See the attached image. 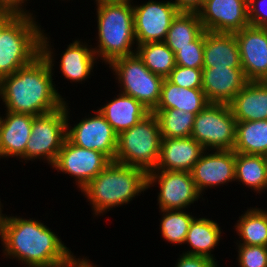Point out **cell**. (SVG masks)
I'll list each match as a JSON object with an SVG mask.
<instances>
[{
	"label": "cell",
	"instance_id": "obj_1",
	"mask_svg": "<svg viewBox=\"0 0 267 267\" xmlns=\"http://www.w3.org/2000/svg\"><path fill=\"white\" fill-rule=\"evenodd\" d=\"M44 32L43 29L41 54L30 64L0 78V100L5 111L38 116L55 111L66 102L53 81L56 55Z\"/></svg>",
	"mask_w": 267,
	"mask_h": 267
},
{
	"label": "cell",
	"instance_id": "obj_2",
	"mask_svg": "<svg viewBox=\"0 0 267 267\" xmlns=\"http://www.w3.org/2000/svg\"><path fill=\"white\" fill-rule=\"evenodd\" d=\"M45 223L33 218L7 216L1 245L3 256L25 267H68L77 258ZM59 237V238H58Z\"/></svg>",
	"mask_w": 267,
	"mask_h": 267
},
{
	"label": "cell",
	"instance_id": "obj_3",
	"mask_svg": "<svg viewBox=\"0 0 267 267\" xmlns=\"http://www.w3.org/2000/svg\"><path fill=\"white\" fill-rule=\"evenodd\" d=\"M147 189L145 171L111 161L81 192L87 198L94 217H98L113 207L131 203Z\"/></svg>",
	"mask_w": 267,
	"mask_h": 267
},
{
	"label": "cell",
	"instance_id": "obj_4",
	"mask_svg": "<svg viewBox=\"0 0 267 267\" xmlns=\"http://www.w3.org/2000/svg\"><path fill=\"white\" fill-rule=\"evenodd\" d=\"M35 14L0 11V78L30 64L41 54V25Z\"/></svg>",
	"mask_w": 267,
	"mask_h": 267
},
{
	"label": "cell",
	"instance_id": "obj_5",
	"mask_svg": "<svg viewBox=\"0 0 267 267\" xmlns=\"http://www.w3.org/2000/svg\"><path fill=\"white\" fill-rule=\"evenodd\" d=\"M132 1L120 0L96 5L98 45L93 47V51L102 63L110 65L118 58L136 53Z\"/></svg>",
	"mask_w": 267,
	"mask_h": 267
},
{
	"label": "cell",
	"instance_id": "obj_6",
	"mask_svg": "<svg viewBox=\"0 0 267 267\" xmlns=\"http://www.w3.org/2000/svg\"><path fill=\"white\" fill-rule=\"evenodd\" d=\"M161 132L157 116L150 113L117 137L114 161L142 169L147 174L157 168Z\"/></svg>",
	"mask_w": 267,
	"mask_h": 267
},
{
	"label": "cell",
	"instance_id": "obj_7",
	"mask_svg": "<svg viewBox=\"0 0 267 267\" xmlns=\"http://www.w3.org/2000/svg\"><path fill=\"white\" fill-rule=\"evenodd\" d=\"M108 67L116 77L119 92L132 96L151 112L156 108L164 78L152 73L137 53L118 58Z\"/></svg>",
	"mask_w": 267,
	"mask_h": 267
},
{
	"label": "cell",
	"instance_id": "obj_8",
	"mask_svg": "<svg viewBox=\"0 0 267 267\" xmlns=\"http://www.w3.org/2000/svg\"><path fill=\"white\" fill-rule=\"evenodd\" d=\"M66 134V102L55 111L34 116L31 135L25 149V162L42 159L52 166L62 149Z\"/></svg>",
	"mask_w": 267,
	"mask_h": 267
},
{
	"label": "cell",
	"instance_id": "obj_9",
	"mask_svg": "<svg viewBox=\"0 0 267 267\" xmlns=\"http://www.w3.org/2000/svg\"><path fill=\"white\" fill-rule=\"evenodd\" d=\"M236 119L228 104L208 103L195 116L191 137L205 150H233Z\"/></svg>",
	"mask_w": 267,
	"mask_h": 267
},
{
	"label": "cell",
	"instance_id": "obj_10",
	"mask_svg": "<svg viewBox=\"0 0 267 267\" xmlns=\"http://www.w3.org/2000/svg\"><path fill=\"white\" fill-rule=\"evenodd\" d=\"M157 185L159 210H186L203 199L187 171L153 170L147 174V188Z\"/></svg>",
	"mask_w": 267,
	"mask_h": 267
},
{
	"label": "cell",
	"instance_id": "obj_11",
	"mask_svg": "<svg viewBox=\"0 0 267 267\" xmlns=\"http://www.w3.org/2000/svg\"><path fill=\"white\" fill-rule=\"evenodd\" d=\"M66 101L67 134L66 138L74 145L100 151L111 161H114L118 134L98 111L93 110L94 115L88 114L73 126L70 124V106Z\"/></svg>",
	"mask_w": 267,
	"mask_h": 267
},
{
	"label": "cell",
	"instance_id": "obj_12",
	"mask_svg": "<svg viewBox=\"0 0 267 267\" xmlns=\"http://www.w3.org/2000/svg\"><path fill=\"white\" fill-rule=\"evenodd\" d=\"M110 162L102 152L78 147L66 138L51 167L74 178L80 191Z\"/></svg>",
	"mask_w": 267,
	"mask_h": 267
},
{
	"label": "cell",
	"instance_id": "obj_13",
	"mask_svg": "<svg viewBox=\"0 0 267 267\" xmlns=\"http://www.w3.org/2000/svg\"><path fill=\"white\" fill-rule=\"evenodd\" d=\"M134 33L137 45L164 42L173 18L179 10L170 1H154L135 5L133 2Z\"/></svg>",
	"mask_w": 267,
	"mask_h": 267
},
{
	"label": "cell",
	"instance_id": "obj_14",
	"mask_svg": "<svg viewBox=\"0 0 267 267\" xmlns=\"http://www.w3.org/2000/svg\"><path fill=\"white\" fill-rule=\"evenodd\" d=\"M197 13L204 31L235 33L250 25L248 0H204Z\"/></svg>",
	"mask_w": 267,
	"mask_h": 267
},
{
	"label": "cell",
	"instance_id": "obj_15",
	"mask_svg": "<svg viewBox=\"0 0 267 267\" xmlns=\"http://www.w3.org/2000/svg\"><path fill=\"white\" fill-rule=\"evenodd\" d=\"M190 173L201 195H204L205 189L233 182L235 181V151L205 150Z\"/></svg>",
	"mask_w": 267,
	"mask_h": 267
},
{
	"label": "cell",
	"instance_id": "obj_16",
	"mask_svg": "<svg viewBox=\"0 0 267 267\" xmlns=\"http://www.w3.org/2000/svg\"><path fill=\"white\" fill-rule=\"evenodd\" d=\"M234 34L247 80L262 81L267 76V27L249 25Z\"/></svg>",
	"mask_w": 267,
	"mask_h": 267
},
{
	"label": "cell",
	"instance_id": "obj_17",
	"mask_svg": "<svg viewBox=\"0 0 267 267\" xmlns=\"http://www.w3.org/2000/svg\"><path fill=\"white\" fill-rule=\"evenodd\" d=\"M248 82L242 67L202 69V90L209 103L229 104Z\"/></svg>",
	"mask_w": 267,
	"mask_h": 267
},
{
	"label": "cell",
	"instance_id": "obj_18",
	"mask_svg": "<svg viewBox=\"0 0 267 267\" xmlns=\"http://www.w3.org/2000/svg\"><path fill=\"white\" fill-rule=\"evenodd\" d=\"M5 113V117L0 114V158L15 157L23 162L34 116L9 111Z\"/></svg>",
	"mask_w": 267,
	"mask_h": 267
},
{
	"label": "cell",
	"instance_id": "obj_19",
	"mask_svg": "<svg viewBox=\"0 0 267 267\" xmlns=\"http://www.w3.org/2000/svg\"><path fill=\"white\" fill-rule=\"evenodd\" d=\"M205 149L192 137L162 138L155 170L190 172Z\"/></svg>",
	"mask_w": 267,
	"mask_h": 267
},
{
	"label": "cell",
	"instance_id": "obj_20",
	"mask_svg": "<svg viewBox=\"0 0 267 267\" xmlns=\"http://www.w3.org/2000/svg\"><path fill=\"white\" fill-rule=\"evenodd\" d=\"M228 105L236 122L267 119V84L249 81Z\"/></svg>",
	"mask_w": 267,
	"mask_h": 267
},
{
	"label": "cell",
	"instance_id": "obj_21",
	"mask_svg": "<svg viewBox=\"0 0 267 267\" xmlns=\"http://www.w3.org/2000/svg\"><path fill=\"white\" fill-rule=\"evenodd\" d=\"M97 110L117 134L130 129L151 113L141 102L121 92Z\"/></svg>",
	"mask_w": 267,
	"mask_h": 267
},
{
	"label": "cell",
	"instance_id": "obj_22",
	"mask_svg": "<svg viewBox=\"0 0 267 267\" xmlns=\"http://www.w3.org/2000/svg\"><path fill=\"white\" fill-rule=\"evenodd\" d=\"M203 67H242L234 33L204 31Z\"/></svg>",
	"mask_w": 267,
	"mask_h": 267
},
{
	"label": "cell",
	"instance_id": "obj_23",
	"mask_svg": "<svg viewBox=\"0 0 267 267\" xmlns=\"http://www.w3.org/2000/svg\"><path fill=\"white\" fill-rule=\"evenodd\" d=\"M81 40H74L67 45L61 54L59 63L60 71L67 80L73 82H85L92 75L97 62L93 46Z\"/></svg>",
	"mask_w": 267,
	"mask_h": 267
},
{
	"label": "cell",
	"instance_id": "obj_24",
	"mask_svg": "<svg viewBox=\"0 0 267 267\" xmlns=\"http://www.w3.org/2000/svg\"><path fill=\"white\" fill-rule=\"evenodd\" d=\"M221 227L216 221L206 217L194 218L190 224L184 245L189 246V250L183 251L188 255H197L210 258L216 261L213 249L219 246L221 238Z\"/></svg>",
	"mask_w": 267,
	"mask_h": 267
},
{
	"label": "cell",
	"instance_id": "obj_25",
	"mask_svg": "<svg viewBox=\"0 0 267 267\" xmlns=\"http://www.w3.org/2000/svg\"><path fill=\"white\" fill-rule=\"evenodd\" d=\"M202 88H184L164 79L158 105L154 110L181 109L185 112L198 114L207 105Z\"/></svg>",
	"mask_w": 267,
	"mask_h": 267
},
{
	"label": "cell",
	"instance_id": "obj_26",
	"mask_svg": "<svg viewBox=\"0 0 267 267\" xmlns=\"http://www.w3.org/2000/svg\"><path fill=\"white\" fill-rule=\"evenodd\" d=\"M235 181L259 194L267 191V164L264 155L235 152Z\"/></svg>",
	"mask_w": 267,
	"mask_h": 267
},
{
	"label": "cell",
	"instance_id": "obj_27",
	"mask_svg": "<svg viewBox=\"0 0 267 267\" xmlns=\"http://www.w3.org/2000/svg\"><path fill=\"white\" fill-rule=\"evenodd\" d=\"M240 239L236 244L267 246V210L247 208L234 226Z\"/></svg>",
	"mask_w": 267,
	"mask_h": 267
},
{
	"label": "cell",
	"instance_id": "obj_28",
	"mask_svg": "<svg viewBox=\"0 0 267 267\" xmlns=\"http://www.w3.org/2000/svg\"><path fill=\"white\" fill-rule=\"evenodd\" d=\"M233 150L243 154L264 155L267 152V119L236 122Z\"/></svg>",
	"mask_w": 267,
	"mask_h": 267
},
{
	"label": "cell",
	"instance_id": "obj_29",
	"mask_svg": "<svg viewBox=\"0 0 267 267\" xmlns=\"http://www.w3.org/2000/svg\"><path fill=\"white\" fill-rule=\"evenodd\" d=\"M204 31L197 12L179 11L173 18L164 43L176 53Z\"/></svg>",
	"mask_w": 267,
	"mask_h": 267
},
{
	"label": "cell",
	"instance_id": "obj_30",
	"mask_svg": "<svg viewBox=\"0 0 267 267\" xmlns=\"http://www.w3.org/2000/svg\"><path fill=\"white\" fill-rule=\"evenodd\" d=\"M136 48V53L144 65L164 79L176 67L175 53L164 42H148L139 44Z\"/></svg>",
	"mask_w": 267,
	"mask_h": 267
},
{
	"label": "cell",
	"instance_id": "obj_31",
	"mask_svg": "<svg viewBox=\"0 0 267 267\" xmlns=\"http://www.w3.org/2000/svg\"><path fill=\"white\" fill-rule=\"evenodd\" d=\"M152 113L157 116L162 138L191 137L195 113L181 109L153 110Z\"/></svg>",
	"mask_w": 267,
	"mask_h": 267
},
{
	"label": "cell",
	"instance_id": "obj_32",
	"mask_svg": "<svg viewBox=\"0 0 267 267\" xmlns=\"http://www.w3.org/2000/svg\"><path fill=\"white\" fill-rule=\"evenodd\" d=\"M162 213L160 231L164 241L170 244L182 245L192 220L195 218L190 212L183 210H159Z\"/></svg>",
	"mask_w": 267,
	"mask_h": 267
},
{
	"label": "cell",
	"instance_id": "obj_33",
	"mask_svg": "<svg viewBox=\"0 0 267 267\" xmlns=\"http://www.w3.org/2000/svg\"><path fill=\"white\" fill-rule=\"evenodd\" d=\"M204 31L188 46L175 53L176 65L187 68L203 69Z\"/></svg>",
	"mask_w": 267,
	"mask_h": 267
},
{
	"label": "cell",
	"instance_id": "obj_34",
	"mask_svg": "<svg viewBox=\"0 0 267 267\" xmlns=\"http://www.w3.org/2000/svg\"><path fill=\"white\" fill-rule=\"evenodd\" d=\"M236 245L240 267H267V246Z\"/></svg>",
	"mask_w": 267,
	"mask_h": 267
},
{
	"label": "cell",
	"instance_id": "obj_35",
	"mask_svg": "<svg viewBox=\"0 0 267 267\" xmlns=\"http://www.w3.org/2000/svg\"><path fill=\"white\" fill-rule=\"evenodd\" d=\"M167 79L179 87L202 88V69L176 65Z\"/></svg>",
	"mask_w": 267,
	"mask_h": 267
},
{
	"label": "cell",
	"instance_id": "obj_36",
	"mask_svg": "<svg viewBox=\"0 0 267 267\" xmlns=\"http://www.w3.org/2000/svg\"><path fill=\"white\" fill-rule=\"evenodd\" d=\"M249 24L255 27H267V0H248Z\"/></svg>",
	"mask_w": 267,
	"mask_h": 267
},
{
	"label": "cell",
	"instance_id": "obj_37",
	"mask_svg": "<svg viewBox=\"0 0 267 267\" xmlns=\"http://www.w3.org/2000/svg\"><path fill=\"white\" fill-rule=\"evenodd\" d=\"M179 256L175 267H219L217 261L207 257L188 255L185 253Z\"/></svg>",
	"mask_w": 267,
	"mask_h": 267
},
{
	"label": "cell",
	"instance_id": "obj_38",
	"mask_svg": "<svg viewBox=\"0 0 267 267\" xmlns=\"http://www.w3.org/2000/svg\"><path fill=\"white\" fill-rule=\"evenodd\" d=\"M28 1L29 0H0V11H11L17 15H31L33 13L25 9Z\"/></svg>",
	"mask_w": 267,
	"mask_h": 267
},
{
	"label": "cell",
	"instance_id": "obj_39",
	"mask_svg": "<svg viewBox=\"0 0 267 267\" xmlns=\"http://www.w3.org/2000/svg\"><path fill=\"white\" fill-rule=\"evenodd\" d=\"M179 11L197 12L203 5L204 0H171Z\"/></svg>",
	"mask_w": 267,
	"mask_h": 267
},
{
	"label": "cell",
	"instance_id": "obj_40",
	"mask_svg": "<svg viewBox=\"0 0 267 267\" xmlns=\"http://www.w3.org/2000/svg\"><path fill=\"white\" fill-rule=\"evenodd\" d=\"M68 267H97V265H93L90 259H87V257L84 258L83 256V258L77 257V259Z\"/></svg>",
	"mask_w": 267,
	"mask_h": 267
},
{
	"label": "cell",
	"instance_id": "obj_41",
	"mask_svg": "<svg viewBox=\"0 0 267 267\" xmlns=\"http://www.w3.org/2000/svg\"><path fill=\"white\" fill-rule=\"evenodd\" d=\"M3 207L4 206L0 201V240L2 239V236H3V225L5 224V221H6V218H7V215L2 213L3 212V210H2Z\"/></svg>",
	"mask_w": 267,
	"mask_h": 267
},
{
	"label": "cell",
	"instance_id": "obj_42",
	"mask_svg": "<svg viewBox=\"0 0 267 267\" xmlns=\"http://www.w3.org/2000/svg\"><path fill=\"white\" fill-rule=\"evenodd\" d=\"M116 1H120V0H95V4H100V3H108V2H116Z\"/></svg>",
	"mask_w": 267,
	"mask_h": 267
},
{
	"label": "cell",
	"instance_id": "obj_43",
	"mask_svg": "<svg viewBox=\"0 0 267 267\" xmlns=\"http://www.w3.org/2000/svg\"><path fill=\"white\" fill-rule=\"evenodd\" d=\"M263 83H266L267 84V76L261 81Z\"/></svg>",
	"mask_w": 267,
	"mask_h": 267
},
{
	"label": "cell",
	"instance_id": "obj_44",
	"mask_svg": "<svg viewBox=\"0 0 267 267\" xmlns=\"http://www.w3.org/2000/svg\"><path fill=\"white\" fill-rule=\"evenodd\" d=\"M264 158H265V161H266V164H267V152L264 154Z\"/></svg>",
	"mask_w": 267,
	"mask_h": 267
}]
</instances>
